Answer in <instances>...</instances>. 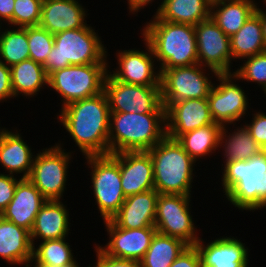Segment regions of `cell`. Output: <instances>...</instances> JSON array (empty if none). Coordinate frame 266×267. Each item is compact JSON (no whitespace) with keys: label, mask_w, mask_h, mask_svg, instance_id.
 Segmentation results:
<instances>
[{"label":"cell","mask_w":266,"mask_h":267,"mask_svg":"<svg viewBox=\"0 0 266 267\" xmlns=\"http://www.w3.org/2000/svg\"><path fill=\"white\" fill-rule=\"evenodd\" d=\"M60 122L83 155L109 154L110 109L104 91L61 108Z\"/></svg>","instance_id":"obj_1"},{"label":"cell","mask_w":266,"mask_h":267,"mask_svg":"<svg viewBox=\"0 0 266 267\" xmlns=\"http://www.w3.org/2000/svg\"><path fill=\"white\" fill-rule=\"evenodd\" d=\"M143 29L144 41L153 50L160 68H176L198 63L195 28L191 24L172 23L154 15Z\"/></svg>","instance_id":"obj_2"},{"label":"cell","mask_w":266,"mask_h":267,"mask_svg":"<svg viewBox=\"0 0 266 267\" xmlns=\"http://www.w3.org/2000/svg\"><path fill=\"white\" fill-rule=\"evenodd\" d=\"M165 122L166 113L110 112L109 154L150 150L166 136Z\"/></svg>","instance_id":"obj_3"},{"label":"cell","mask_w":266,"mask_h":267,"mask_svg":"<svg viewBox=\"0 0 266 267\" xmlns=\"http://www.w3.org/2000/svg\"><path fill=\"white\" fill-rule=\"evenodd\" d=\"M153 163L154 189L159 194L190 196L195 161L167 135L148 150Z\"/></svg>","instance_id":"obj_4"},{"label":"cell","mask_w":266,"mask_h":267,"mask_svg":"<svg viewBox=\"0 0 266 267\" xmlns=\"http://www.w3.org/2000/svg\"><path fill=\"white\" fill-rule=\"evenodd\" d=\"M106 51L90 26L54 35V45L43 65L47 76L69 65L106 63Z\"/></svg>","instance_id":"obj_5"},{"label":"cell","mask_w":266,"mask_h":267,"mask_svg":"<svg viewBox=\"0 0 266 267\" xmlns=\"http://www.w3.org/2000/svg\"><path fill=\"white\" fill-rule=\"evenodd\" d=\"M222 186L227 199L239 209L258 210V180L266 173V158L259 155L247 161L225 163Z\"/></svg>","instance_id":"obj_6"},{"label":"cell","mask_w":266,"mask_h":267,"mask_svg":"<svg viewBox=\"0 0 266 267\" xmlns=\"http://www.w3.org/2000/svg\"><path fill=\"white\" fill-rule=\"evenodd\" d=\"M107 63L69 65L52 72L48 84L63 97L66 105L98 95L104 91V81L108 73Z\"/></svg>","instance_id":"obj_7"},{"label":"cell","mask_w":266,"mask_h":267,"mask_svg":"<svg viewBox=\"0 0 266 267\" xmlns=\"http://www.w3.org/2000/svg\"><path fill=\"white\" fill-rule=\"evenodd\" d=\"M93 170L94 197L104 221L111 220L126 199L119 168V153L87 156Z\"/></svg>","instance_id":"obj_8"},{"label":"cell","mask_w":266,"mask_h":267,"mask_svg":"<svg viewBox=\"0 0 266 267\" xmlns=\"http://www.w3.org/2000/svg\"><path fill=\"white\" fill-rule=\"evenodd\" d=\"M104 93L110 112L166 113L160 86L124 83L115 79L108 71L104 81Z\"/></svg>","instance_id":"obj_9"},{"label":"cell","mask_w":266,"mask_h":267,"mask_svg":"<svg viewBox=\"0 0 266 267\" xmlns=\"http://www.w3.org/2000/svg\"><path fill=\"white\" fill-rule=\"evenodd\" d=\"M203 71L199 63L176 68H160L158 72L161 73V97L165 109L173 102L207 98L213 84Z\"/></svg>","instance_id":"obj_10"},{"label":"cell","mask_w":266,"mask_h":267,"mask_svg":"<svg viewBox=\"0 0 266 267\" xmlns=\"http://www.w3.org/2000/svg\"><path fill=\"white\" fill-rule=\"evenodd\" d=\"M70 158L71 154L65 153L58 144L34 157L28 179L46 200H60L63 196Z\"/></svg>","instance_id":"obj_11"},{"label":"cell","mask_w":266,"mask_h":267,"mask_svg":"<svg viewBox=\"0 0 266 267\" xmlns=\"http://www.w3.org/2000/svg\"><path fill=\"white\" fill-rule=\"evenodd\" d=\"M189 202L190 196L159 194L154 224L157 232L179 238L188 245H195L200 237L195 234Z\"/></svg>","instance_id":"obj_12"},{"label":"cell","mask_w":266,"mask_h":267,"mask_svg":"<svg viewBox=\"0 0 266 267\" xmlns=\"http://www.w3.org/2000/svg\"><path fill=\"white\" fill-rule=\"evenodd\" d=\"M197 43L198 63L209 67L215 76L231 73L230 37L209 17L194 25ZM207 65H205V64Z\"/></svg>","instance_id":"obj_13"},{"label":"cell","mask_w":266,"mask_h":267,"mask_svg":"<svg viewBox=\"0 0 266 267\" xmlns=\"http://www.w3.org/2000/svg\"><path fill=\"white\" fill-rule=\"evenodd\" d=\"M216 77L220 84L217 87L213 85L207 99L213 121L225 126L239 121L246 113L249 102L244 90L233 83V73L218 74Z\"/></svg>","instance_id":"obj_14"},{"label":"cell","mask_w":266,"mask_h":267,"mask_svg":"<svg viewBox=\"0 0 266 267\" xmlns=\"http://www.w3.org/2000/svg\"><path fill=\"white\" fill-rule=\"evenodd\" d=\"M104 222L111 238L104 248L101 246L99 248L105 254L119 259L140 262L157 232L155 226L125 229L118 227L111 220Z\"/></svg>","instance_id":"obj_15"},{"label":"cell","mask_w":266,"mask_h":267,"mask_svg":"<svg viewBox=\"0 0 266 267\" xmlns=\"http://www.w3.org/2000/svg\"><path fill=\"white\" fill-rule=\"evenodd\" d=\"M213 123L207 98L185 99L166 108V135L172 139Z\"/></svg>","instance_id":"obj_16"},{"label":"cell","mask_w":266,"mask_h":267,"mask_svg":"<svg viewBox=\"0 0 266 267\" xmlns=\"http://www.w3.org/2000/svg\"><path fill=\"white\" fill-rule=\"evenodd\" d=\"M145 44L148 52L135 49L118 52L119 70L111 74L115 79L134 85L160 86L161 73L154 72L153 50L147 41Z\"/></svg>","instance_id":"obj_17"},{"label":"cell","mask_w":266,"mask_h":267,"mask_svg":"<svg viewBox=\"0 0 266 267\" xmlns=\"http://www.w3.org/2000/svg\"><path fill=\"white\" fill-rule=\"evenodd\" d=\"M121 186L125 197L154 189V171L148 151L119 153Z\"/></svg>","instance_id":"obj_18"},{"label":"cell","mask_w":266,"mask_h":267,"mask_svg":"<svg viewBox=\"0 0 266 267\" xmlns=\"http://www.w3.org/2000/svg\"><path fill=\"white\" fill-rule=\"evenodd\" d=\"M46 201L28 178H21L12 200L0 216L31 232L36 215Z\"/></svg>","instance_id":"obj_19"},{"label":"cell","mask_w":266,"mask_h":267,"mask_svg":"<svg viewBox=\"0 0 266 267\" xmlns=\"http://www.w3.org/2000/svg\"><path fill=\"white\" fill-rule=\"evenodd\" d=\"M158 196L159 193L153 189L126 197L111 221L125 229L154 226Z\"/></svg>","instance_id":"obj_20"},{"label":"cell","mask_w":266,"mask_h":267,"mask_svg":"<svg viewBox=\"0 0 266 267\" xmlns=\"http://www.w3.org/2000/svg\"><path fill=\"white\" fill-rule=\"evenodd\" d=\"M85 9L76 0H43L39 26L55 35L86 27Z\"/></svg>","instance_id":"obj_21"},{"label":"cell","mask_w":266,"mask_h":267,"mask_svg":"<svg viewBox=\"0 0 266 267\" xmlns=\"http://www.w3.org/2000/svg\"><path fill=\"white\" fill-rule=\"evenodd\" d=\"M199 240L195 246L201 259V267H247V247L238 239L222 237L207 244Z\"/></svg>","instance_id":"obj_22"},{"label":"cell","mask_w":266,"mask_h":267,"mask_svg":"<svg viewBox=\"0 0 266 267\" xmlns=\"http://www.w3.org/2000/svg\"><path fill=\"white\" fill-rule=\"evenodd\" d=\"M68 215L60 200H47L36 215L30 232L33 247L37 237L43 241L65 238L70 230Z\"/></svg>","instance_id":"obj_23"},{"label":"cell","mask_w":266,"mask_h":267,"mask_svg":"<svg viewBox=\"0 0 266 267\" xmlns=\"http://www.w3.org/2000/svg\"><path fill=\"white\" fill-rule=\"evenodd\" d=\"M0 256L11 264H27L33 257L30 232L2 216H0Z\"/></svg>","instance_id":"obj_24"},{"label":"cell","mask_w":266,"mask_h":267,"mask_svg":"<svg viewBox=\"0 0 266 267\" xmlns=\"http://www.w3.org/2000/svg\"><path fill=\"white\" fill-rule=\"evenodd\" d=\"M33 157V158H32ZM34 156L19 133L2 130L0 133V163L12 175L24 173L22 179H27L31 173Z\"/></svg>","instance_id":"obj_25"},{"label":"cell","mask_w":266,"mask_h":267,"mask_svg":"<svg viewBox=\"0 0 266 267\" xmlns=\"http://www.w3.org/2000/svg\"><path fill=\"white\" fill-rule=\"evenodd\" d=\"M256 9L253 0H212L210 17L228 37H231Z\"/></svg>","instance_id":"obj_26"},{"label":"cell","mask_w":266,"mask_h":267,"mask_svg":"<svg viewBox=\"0 0 266 267\" xmlns=\"http://www.w3.org/2000/svg\"><path fill=\"white\" fill-rule=\"evenodd\" d=\"M212 0H163L156 16L172 23L197 25L210 17Z\"/></svg>","instance_id":"obj_27"},{"label":"cell","mask_w":266,"mask_h":267,"mask_svg":"<svg viewBox=\"0 0 266 267\" xmlns=\"http://www.w3.org/2000/svg\"><path fill=\"white\" fill-rule=\"evenodd\" d=\"M230 45L234 59H244L266 51L262 20L257 12L253 13L239 31L230 37Z\"/></svg>","instance_id":"obj_28"},{"label":"cell","mask_w":266,"mask_h":267,"mask_svg":"<svg viewBox=\"0 0 266 267\" xmlns=\"http://www.w3.org/2000/svg\"><path fill=\"white\" fill-rule=\"evenodd\" d=\"M10 70L11 85L15 97L19 93L32 97L34 94H38L37 92L44 84H48V76L43 65L30 58L12 65Z\"/></svg>","instance_id":"obj_29"},{"label":"cell","mask_w":266,"mask_h":267,"mask_svg":"<svg viewBox=\"0 0 266 267\" xmlns=\"http://www.w3.org/2000/svg\"><path fill=\"white\" fill-rule=\"evenodd\" d=\"M222 125L213 123L180 135L176 140L196 162L197 158L213 153L220 145Z\"/></svg>","instance_id":"obj_30"},{"label":"cell","mask_w":266,"mask_h":267,"mask_svg":"<svg viewBox=\"0 0 266 267\" xmlns=\"http://www.w3.org/2000/svg\"><path fill=\"white\" fill-rule=\"evenodd\" d=\"M188 246L183 240L156 232L141 267H170L173 261Z\"/></svg>","instance_id":"obj_31"},{"label":"cell","mask_w":266,"mask_h":267,"mask_svg":"<svg viewBox=\"0 0 266 267\" xmlns=\"http://www.w3.org/2000/svg\"><path fill=\"white\" fill-rule=\"evenodd\" d=\"M225 128L226 126L222 127L220 134L221 146L224 144V139L228 137L225 140V153H223L226 158L225 163L238 160L247 161L260 154L261 147L251 137L249 130L245 126L237 128V132L234 131V134H229V136H226Z\"/></svg>","instance_id":"obj_32"},{"label":"cell","mask_w":266,"mask_h":267,"mask_svg":"<svg viewBox=\"0 0 266 267\" xmlns=\"http://www.w3.org/2000/svg\"><path fill=\"white\" fill-rule=\"evenodd\" d=\"M71 251L65 238L42 241L37 249L33 247L32 262L40 267L78 266Z\"/></svg>","instance_id":"obj_33"},{"label":"cell","mask_w":266,"mask_h":267,"mask_svg":"<svg viewBox=\"0 0 266 267\" xmlns=\"http://www.w3.org/2000/svg\"><path fill=\"white\" fill-rule=\"evenodd\" d=\"M0 56L9 67L30 58L27 27L0 32Z\"/></svg>","instance_id":"obj_34"},{"label":"cell","mask_w":266,"mask_h":267,"mask_svg":"<svg viewBox=\"0 0 266 267\" xmlns=\"http://www.w3.org/2000/svg\"><path fill=\"white\" fill-rule=\"evenodd\" d=\"M30 59L44 65L54 45V35L40 26L27 27Z\"/></svg>","instance_id":"obj_35"},{"label":"cell","mask_w":266,"mask_h":267,"mask_svg":"<svg viewBox=\"0 0 266 267\" xmlns=\"http://www.w3.org/2000/svg\"><path fill=\"white\" fill-rule=\"evenodd\" d=\"M233 79L256 82L266 94V51L247 57L245 64L233 72Z\"/></svg>","instance_id":"obj_36"},{"label":"cell","mask_w":266,"mask_h":267,"mask_svg":"<svg viewBox=\"0 0 266 267\" xmlns=\"http://www.w3.org/2000/svg\"><path fill=\"white\" fill-rule=\"evenodd\" d=\"M43 0H15L13 25L22 28L39 26Z\"/></svg>","instance_id":"obj_37"},{"label":"cell","mask_w":266,"mask_h":267,"mask_svg":"<svg viewBox=\"0 0 266 267\" xmlns=\"http://www.w3.org/2000/svg\"><path fill=\"white\" fill-rule=\"evenodd\" d=\"M18 182L14 175L0 174V215L12 200Z\"/></svg>","instance_id":"obj_38"},{"label":"cell","mask_w":266,"mask_h":267,"mask_svg":"<svg viewBox=\"0 0 266 267\" xmlns=\"http://www.w3.org/2000/svg\"><path fill=\"white\" fill-rule=\"evenodd\" d=\"M245 127L249 130L251 137L261 147L266 143V115L265 113L256 112L252 123L246 124Z\"/></svg>","instance_id":"obj_39"},{"label":"cell","mask_w":266,"mask_h":267,"mask_svg":"<svg viewBox=\"0 0 266 267\" xmlns=\"http://www.w3.org/2000/svg\"><path fill=\"white\" fill-rule=\"evenodd\" d=\"M170 267H201V259L195 245H188Z\"/></svg>","instance_id":"obj_40"},{"label":"cell","mask_w":266,"mask_h":267,"mask_svg":"<svg viewBox=\"0 0 266 267\" xmlns=\"http://www.w3.org/2000/svg\"><path fill=\"white\" fill-rule=\"evenodd\" d=\"M96 248L98 260L94 267H141L139 261L114 258L105 254L99 246H96Z\"/></svg>","instance_id":"obj_41"},{"label":"cell","mask_w":266,"mask_h":267,"mask_svg":"<svg viewBox=\"0 0 266 267\" xmlns=\"http://www.w3.org/2000/svg\"><path fill=\"white\" fill-rule=\"evenodd\" d=\"M14 96L11 85L10 67L0 61V101Z\"/></svg>","instance_id":"obj_42"},{"label":"cell","mask_w":266,"mask_h":267,"mask_svg":"<svg viewBox=\"0 0 266 267\" xmlns=\"http://www.w3.org/2000/svg\"><path fill=\"white\" fill-rule=\"evenodd\" d=\"M15 0H0V19L3 18L13 25V10Z\"/></svg>","instance_id":"obj_43"},{"label":"cell","mask_w":266,"mask_h":267,"mask_svg":"<svg viewBox=\"0 0 266 267\" xmlns=\"http://www.w3.org/2000/svg\"><path fill=\"white\" fill-rule=\"evenodd\" d=\"M258 209L266 208V173L258 180Z\"/></svg>","instance_id":"obj_44"},{"label":"cell","mask_w":266,"mask_h":267,"mask_svg":"<svg viewBox=\"0 0 266 267\" xmlns=\"http://www.w3.org/2000/svg\"><path fill=\"white\" fill-rule=\"evenodd\" d=\"M150 2H152V0H128L129 10L131 12H138V10Z\"/></svg>","instance_id":"obj_45"},{"label":"cell","mask_w":266,"mask_h":267,"mask_svg":"<svg viewBox=\"0 0 266 267\" xmlns=\"http://www.w3.org/2000/svg\"><path fill=\"white\" fill-rule=\"evenodd\" d=\"M256 12L260 15L262 20V34L266 44V12L262 11L260 8H257Z\"/></svg>","instance_id":"obj_46"},{"label":"cell","mask_w":266,"mask_h":267,"mask_svg":"<svg viewBox=\"0 0 266 267\" xmlns=\"http://www.w3.org/2000/svg\"><path fill=\"white\" fill-rule=\"evenodd\" d=\"M260 153L266 158V143L261 146Z\"/></svg>","instance_id":"obj_47"},{"label":"cell","mask_w":266,"mask_h":267,"mask_svg":"<svg viewBox=\"0 0 266 267\" xmlns=\"http://www.w3.org/2000/svg\"><path fill=\"white\" fill-rule=\"evenodd\" d=\"M34 267H40V266L35 265ZM66 267H79V266H66Z\"/></svg>","instance_id":"obj_48"}]
</instances>
